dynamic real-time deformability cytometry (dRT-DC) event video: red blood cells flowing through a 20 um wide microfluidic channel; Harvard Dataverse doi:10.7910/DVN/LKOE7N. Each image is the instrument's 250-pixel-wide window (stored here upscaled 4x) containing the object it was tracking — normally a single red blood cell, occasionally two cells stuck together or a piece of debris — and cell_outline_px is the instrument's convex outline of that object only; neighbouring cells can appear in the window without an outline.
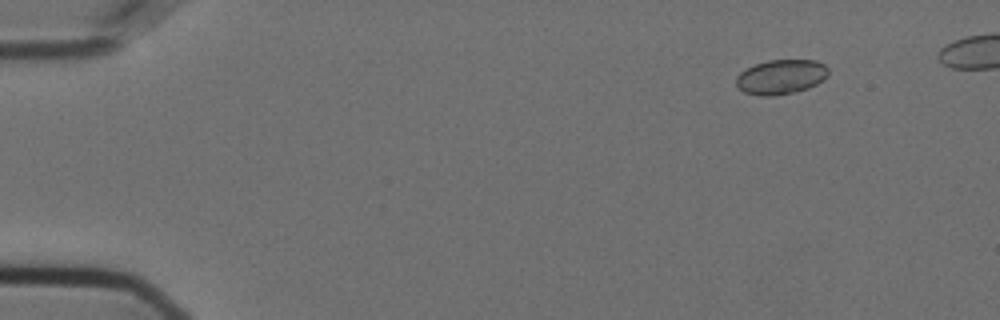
{"species": "Egyptian fruit bat (a non-hibernating species)", "species_latin": "Rousettus aegyptiacus", "temperature_condition": "cold", "stored_images_in_passage": 17, "camera_frame_rate_fps": 3000, "um_per_image_px": 0.085, "animal": {"sex": "female"}, "frame": {"image": 1, "passage_image": 7, "time_ms": 2.0, "image_size_px": [1000, 320], "cell_outline_px": [[828, 76], [824, 80], [808, 88], [796, 92], [772, 96], [760, 96], [744, 92], [736, 84], [736, 76], [740, 72], [756, 64], [768, 60], [816, 60], [824, 64], [828, 68]], "centroid_in_image_um": [66.4, 6.54], "position_along_channel_um": 18.6, "area_um2": 18.67}}
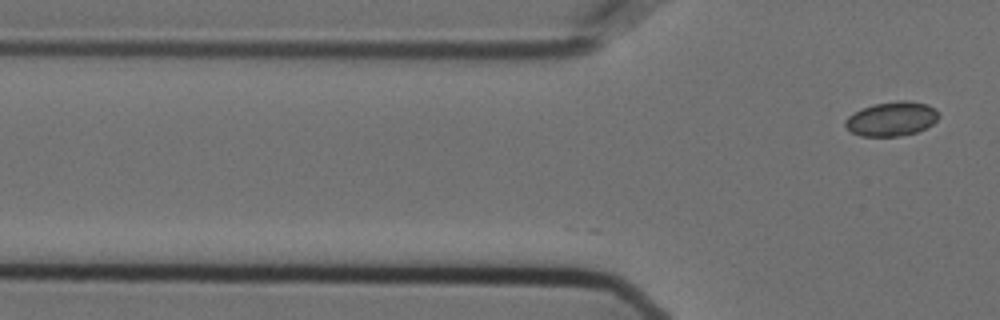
{"frame": {"image": 2, "passage_image": 17, "time_ms": 5.333, "image_size_px": [1000, 320], "cell_outline_px": [[940, 116], [932, 124], [916, 132], [900, 136], [860, 136], [852, 132], [844, 124], [844, 120], [848, 116], [864, 108], [876, 104], [900, 100], [904, 100], [928, 104], [936, 108]], "centroid_in_image_um": [75.81, 10.1], "position_along_channel_um": 50.0, "area_um2": 18.5}}